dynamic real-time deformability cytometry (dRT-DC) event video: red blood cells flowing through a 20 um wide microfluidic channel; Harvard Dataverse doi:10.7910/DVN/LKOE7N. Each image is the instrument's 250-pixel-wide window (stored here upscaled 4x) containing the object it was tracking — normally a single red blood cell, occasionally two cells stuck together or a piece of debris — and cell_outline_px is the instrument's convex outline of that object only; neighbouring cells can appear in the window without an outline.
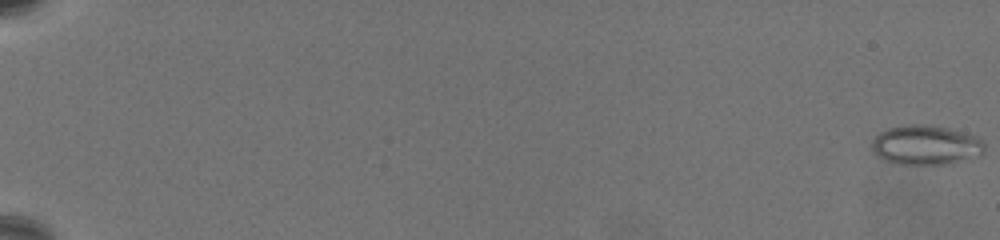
{"species": "common noctule bat (a hibernating species)", "species_latin": "Nyctalus noctula", "temperature_condition": "warm", "stored_images_in_passage": 68, "camera_frame_rate_fps": 3000, "um_per_image_px": 0.085, "animal": {"sex": "female", "body_mass_g": 19.5, "forearm_length_mm": 54.1}, "frame": {"image": 1, "passage_image": 1, "time_ms": 0.0, "image_size_px": [1000, 240], "cell_outline_px": [[984, 152], [980, 156], [940, 164], [900, 164], [884, 160], [876, 156], [872, 152], [872, 140], [880, 132], [888, 128], [908, 124], [924, 124], [948, 128], [964, 132], [976, 136], [984, 144]], "centroid_in_image_um": [78.66, 12.32], "position_along_channel_um": 6.3, "area_um2": 25.89}}
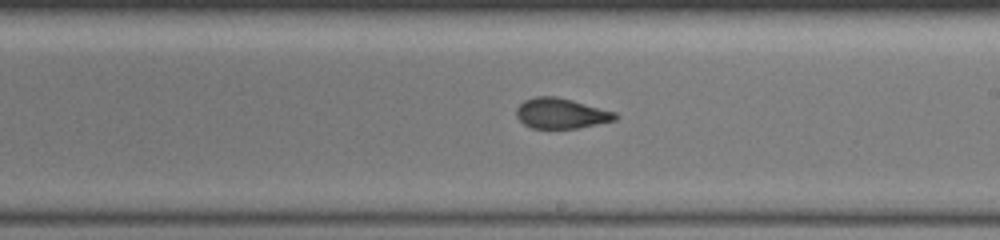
{"frame": {"image": 2, "passage_image": 44, "time_ms": 14.333, "image_size_px": [1000, 240], "cell_outline_px": [[620, 116], [616, 120], [576, 128], [532, 128], [524, 124], [516, 116], [516, 108], [524, 100], [536, 96], [556, 96], [572, 100], [616, 112]], "centroid_in_image_um": [47.69, 9.63], "position_along_channel_um": 241.3, "area_um2": 17.46}}
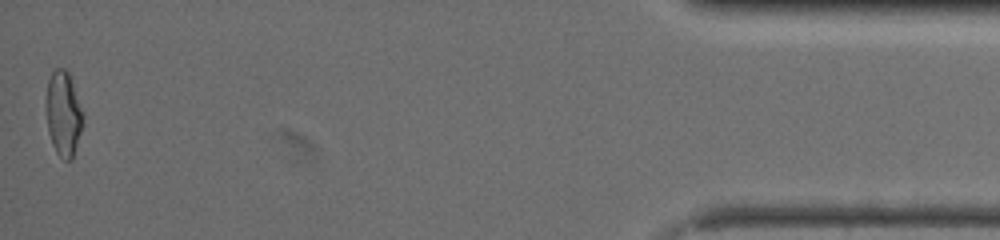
{"frame": {"image": 3, "passage_image": 68, "time_ms": 22.333, "image_size_px": [1000, 240], "cell_outline_px": [[84, 124], [72, 160], [64, 160], [56, 152], [52, 144], [48, 132], [48, 80], [52, 72], [56, 68], [64, 68], [68, 72], [80, 108]], "centroid_in_image_um": [5.41, 9.73], "position_along_channel_um": 429.8, "area_um2": 17.51}, "authors_computed_cell_mechanics": {"area_um2": 18.3515, "velocity_mm_per_s": 3.298, "shape_relaxation_time_tau1_ms": null, "shape_relaxation_time_tau2_ms": 1.8579, "deformation_change_tau1": null, "deformation_change_tau2": 0.0727}}